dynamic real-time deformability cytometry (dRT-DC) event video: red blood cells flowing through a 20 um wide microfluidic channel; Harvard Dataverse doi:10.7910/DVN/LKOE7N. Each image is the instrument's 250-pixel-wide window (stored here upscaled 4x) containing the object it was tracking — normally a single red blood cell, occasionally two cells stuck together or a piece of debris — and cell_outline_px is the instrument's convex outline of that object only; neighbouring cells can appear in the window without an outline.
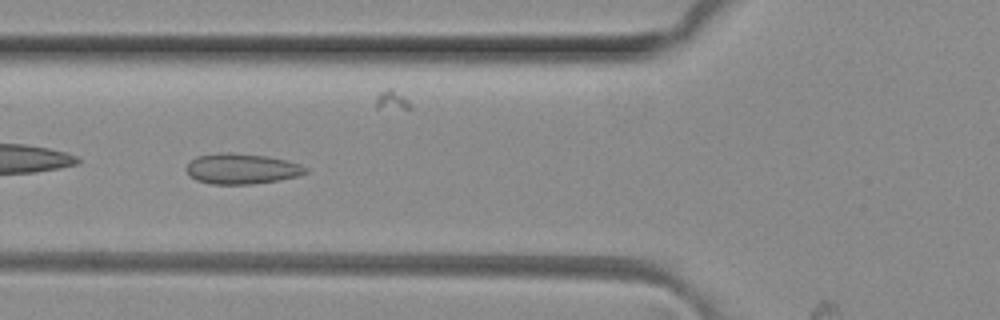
{"species": "common noctule bat (a hibernating species)", "species_latin": "Nyctalus noctula", "temperature_condition": "room temperature", "stored_images_in_passage": 8, "camera_frame_rate_fps": 3000, "um_per_image_px": 0.085, "animal": {"sex": "female", "body_mass_g": 29.2, "forearm_length_mm": 56.3}, "frame": {"image": 1, "passage_image": 5, "time_ms": 1.333, "image_size_px": [1000, 320], "cell_outline_px": [[308, 172], [296, 176], [276, 180], [252, 184], [212, 184], [196, 180], [188, 172], [188, 164], [196, 156], [220, 152], [228, 152], [264, 156], [288, 160], [300, 164], [308, 168]], "centroid_in_image_um": [20.56, 14.34], "position_along_channel_um": 105.2, "area_um2": 20.92}}
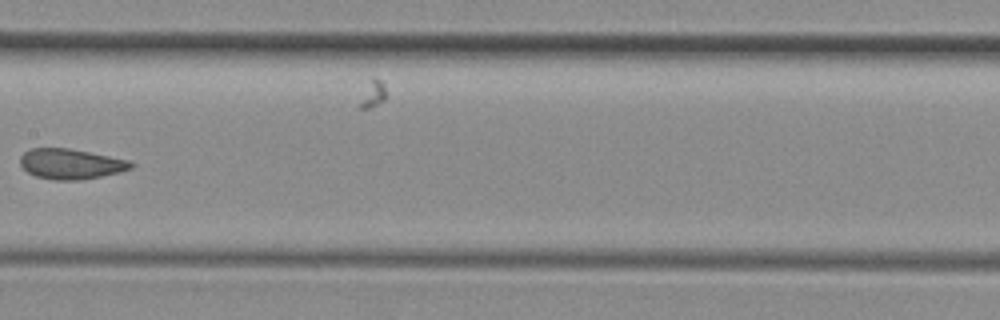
{"frame": {"image": 2, "passage_image": 7, "time_ms": 2.0, "image_size_px": [1000, 320], "cell_outline_px": [[136, 164], [132, 168], [120, 172], [80, 180], [52, 180], [36, 176], [28, 172], [20, 164], [20, 156], [24, 152], [32, 148], [68, 148], [128, 160]], "centroid_in_image_um": [6.01, 13.94], "position_along_channel_um": 201.4, "area_um2": 19.42}}
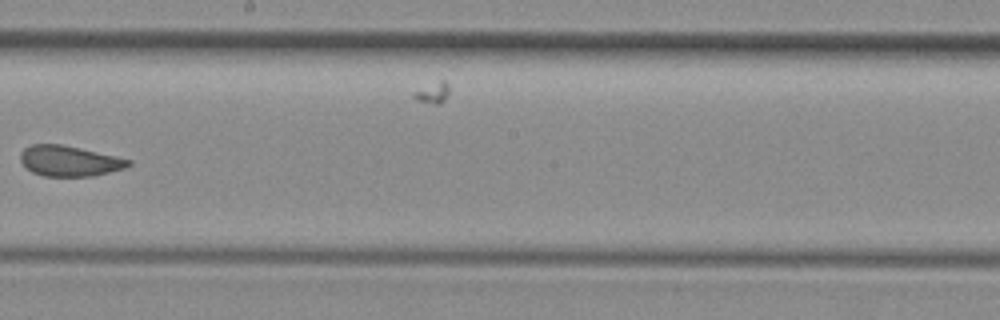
{"frame": {"image": 3, "passage_image": 8, "time_ms": 2.333, "image_size_px": [1000, 320], "cell_outline_px": [[132, 164], [124, 168], [92, 176], [44, 176], [32, 172], [20, 160], [20, 152], [24, 148], [32, 144], [60, 144], [80, 148], [116, 156], [132, 160]], "centroid_in_image_um": [5.89, 13.67], "position_along_channel_um": 242.3, "area_um2": 19.07}}